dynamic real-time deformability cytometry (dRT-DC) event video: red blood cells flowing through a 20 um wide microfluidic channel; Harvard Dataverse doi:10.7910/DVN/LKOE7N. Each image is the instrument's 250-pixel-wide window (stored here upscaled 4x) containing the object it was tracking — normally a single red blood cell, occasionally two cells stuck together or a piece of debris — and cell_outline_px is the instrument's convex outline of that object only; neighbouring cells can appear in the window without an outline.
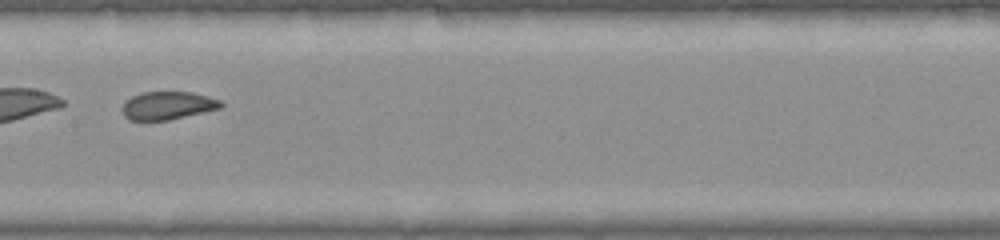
{"species": "common noctule bat (a hibernating species)", "species_latin": "Nyctalus noctula", "temperature_condition": "warm", "stored_images_in_passage": 27, "camera_frame_rate_fps": 3000, "um_per_image_px": 0.085, "animal": {"sex": "female", "body_mass_g": 22.0, "forearm_length_mm": 56.7}, "frame": {"image": 1, "passage_image": 8, "time_ms": 2.333, "image_size_px": [1000, 240], "cell_outline_px": [[224, 104], [220, 108], [168, 120], [128, 120], [124, 116], [124, 104], [132, 96], [140, 92], [192, 92], [208, 96], [220, 100]], "centroid_in_image_um": [14.27, 8.96], "position_along_channel_um": 193.1, "area_um2": 15.9}}